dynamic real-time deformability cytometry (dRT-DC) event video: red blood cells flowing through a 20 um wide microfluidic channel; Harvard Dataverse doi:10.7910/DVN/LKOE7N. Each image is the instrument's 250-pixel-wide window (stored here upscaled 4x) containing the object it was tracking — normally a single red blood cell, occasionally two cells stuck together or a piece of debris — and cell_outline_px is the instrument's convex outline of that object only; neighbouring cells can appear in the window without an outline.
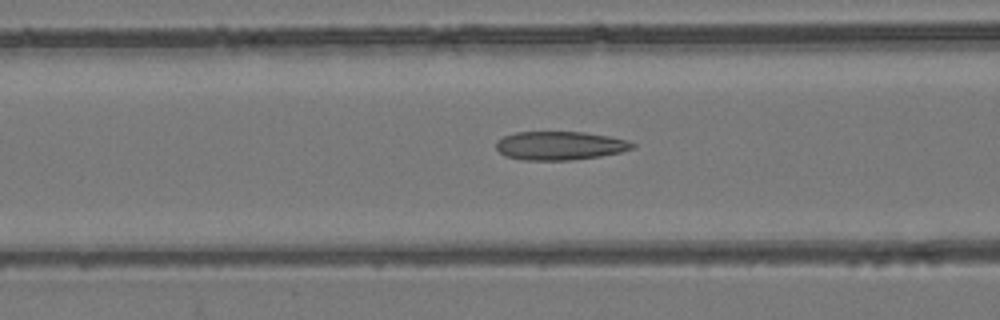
{"species": "common noctule bat (a hibernating species)", "species_latin": "Nyctalus noctula", "temperature_condition": "room temperature", "stored_images_in_passage": 38, "camera_frame_rate_fps": 3000, "um_per_image_px": 0.085, "animal": {"sex": "female", "body_mass_g": 24.6, "forearm_length_mm": 56.2}, "frame": {"image": 1, "passage_image": 11, "time_ms": 3.333, "image_size_px": [1000, 320], "cell_outline_px": [[636, 144], [632, 148], [620, 152], [600, 156], [568, 160], [524, 160], [504, 156], [496, 148], [496, 140], [504, 136], [516, 132], [584, 132], [608, 136], [628, 140]], "centroid_in_image_um": [47.56, 12.38], "position_along_channel_um": 119.0, "area_um2": 22.66}}
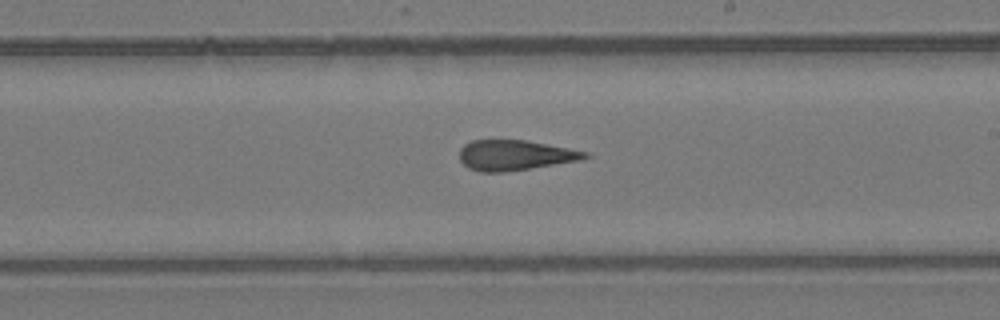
{"frame": {"image": 2, "passage_image": 21, "time_ms": 6.667, "image_size_px": [1000, 320], "cell_outline_px": [[592, 156], [580, 160], [504, 172], [480, 172], [468, 168], [460, 160], [460, 148], [464, 144], [472, 140], [528, 140], [588, 152]], "centroid_in_image_um": [43.76, 13.18], "position_along_channel_um": 245.2, "area_um2": 22.08}}
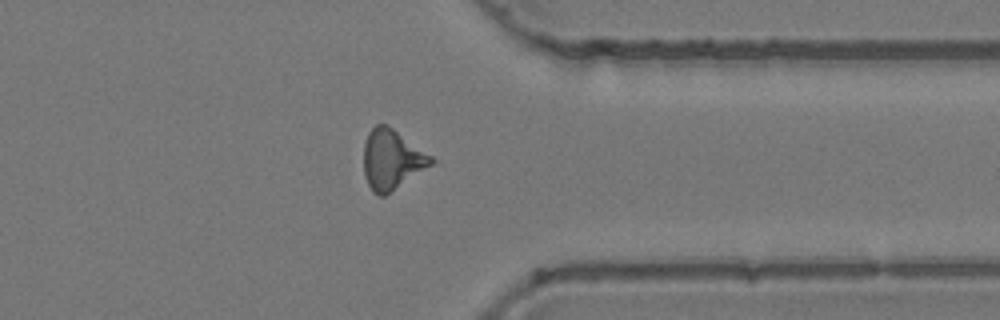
{"frame": {"image": 3, "passage_image": 32, "time_ms": 10.333, "image_size_px": [1000, 320], "cell_outline_px": [[436, 160], [432, 164], [384, 196], [380, 196], [372, 192], [364, 176], [364, 144], [368, 132], [376, 124], [388, 124], [432, 156]], "centroid_in_image_um": [33.28, 13.54], "position_along_channel_um": 378.1, "area_um2": 23.41}, "authors_computed_cell_mechanics": {"area_um2": 22.7443, "velocity_mm_per_s": 3.7827, "shape_relaxation_time_tau1_ms": null, "shape_relaxation_time_tau2_ms": 2.8472, "deformation_change_tau1": null, "deformation_change_tau2": 0.1386}}